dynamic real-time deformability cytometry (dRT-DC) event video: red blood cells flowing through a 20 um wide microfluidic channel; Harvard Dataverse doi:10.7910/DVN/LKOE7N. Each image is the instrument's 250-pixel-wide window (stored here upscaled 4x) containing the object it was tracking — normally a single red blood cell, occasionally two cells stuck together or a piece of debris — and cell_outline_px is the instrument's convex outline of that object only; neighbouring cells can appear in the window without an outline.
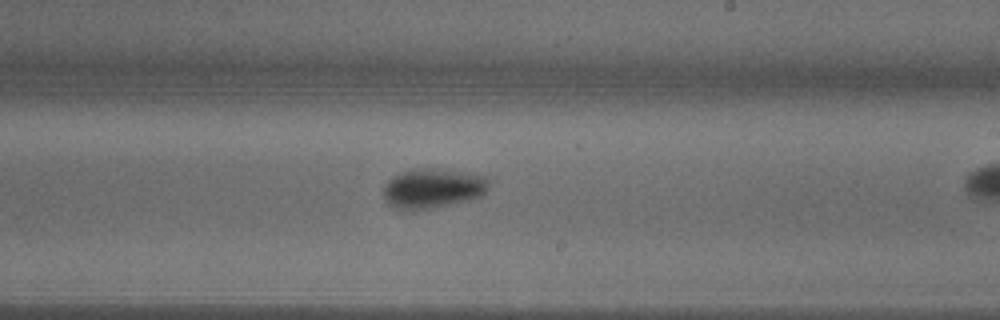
{"species": "common noctule bat (a hibernating species)", "species_latin": "Nyctalus noctula", "temperature_condition": "warm", "stored_images_in_passage": 25, "camera_frame_rate_fps": 3000, "um_per_image_px": 0.085, "animal": {"sex": "male", "body_mass_g": 18.8}, "frame": {"image": 1, "passage_image": 18, "time_ms": 5.667, "image_size_px": [1000, 320], "cell_outline_px": [[488, 184], [484, 192], [480, 196], [468, 200], [428, 208], [396, 208], [388, 204], [384, 200], [384, 184], [388, 180], [400, 172], [412, 168], [428, 168], [488, 176]], "centroid_in_image_um": [36.74, 15.98], "position_along_channel_um": 252.3, "area_um2": 23.76}}
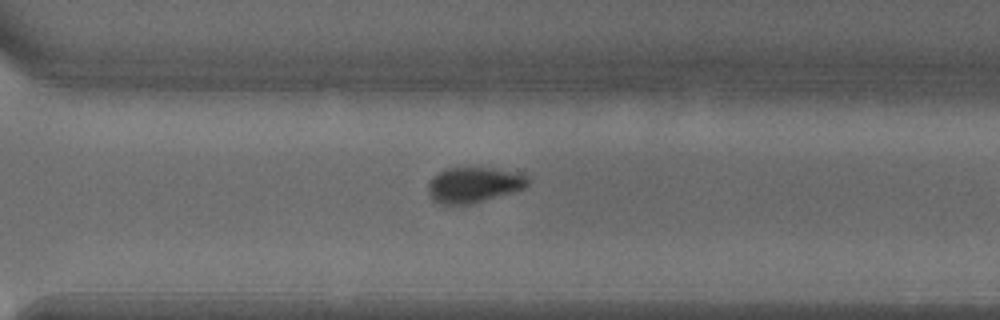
{"frame": {"image": 2, "passage_image": 22, "time_ms": 7.0, "image_size_px": [1000, 320], "cell_outline_px": [[528, 184], [524, 188], [512, 192], [484, 200], [468, 204], [440, 204], [432, 200], [428, 192], [428, 184], [440, 172], [448, 168], [492, 168], [516, 172], [528, 176]], "centroid_in_image_um": [40.28, 15.71], "position_along_channel_um": 330.3, "area_um2": 20.23}}